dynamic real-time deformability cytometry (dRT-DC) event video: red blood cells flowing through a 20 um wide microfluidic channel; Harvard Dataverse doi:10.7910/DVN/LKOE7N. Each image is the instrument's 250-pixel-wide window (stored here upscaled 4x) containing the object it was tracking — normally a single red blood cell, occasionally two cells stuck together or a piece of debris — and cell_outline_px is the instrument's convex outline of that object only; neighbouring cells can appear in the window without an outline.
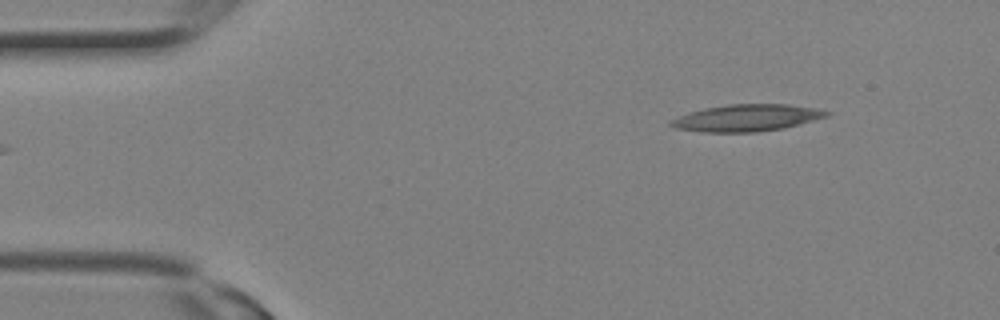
{"species": "Egyptian fruit bat (a non-hibernating species)", "species_latin": "Rousettus aegyptiacus", "temperature_condition": "room temperature", "stored_images_in_passage": 2, "camera_frame_rate_fps": 3000, "um_per_image_px": 0.085, "animal": {"sex": "female"}, "frame": {"image": 1, "passage_image": 2, "time_ms": 0.333, "image_size_px": [1000, 320], "cell_outline_px": [[832, 112], [828, 116], [784, 128], [756, 132], [700, 132], [676, 128], [668, 124], [672, 120], [688, 112], [704, 108], [728, 104], [788, 104], [816, 108]], "centroid_in_image_um": [63.48, 10.01], "position_along_channel_um": 21.5, "area_um2": 24.33}}